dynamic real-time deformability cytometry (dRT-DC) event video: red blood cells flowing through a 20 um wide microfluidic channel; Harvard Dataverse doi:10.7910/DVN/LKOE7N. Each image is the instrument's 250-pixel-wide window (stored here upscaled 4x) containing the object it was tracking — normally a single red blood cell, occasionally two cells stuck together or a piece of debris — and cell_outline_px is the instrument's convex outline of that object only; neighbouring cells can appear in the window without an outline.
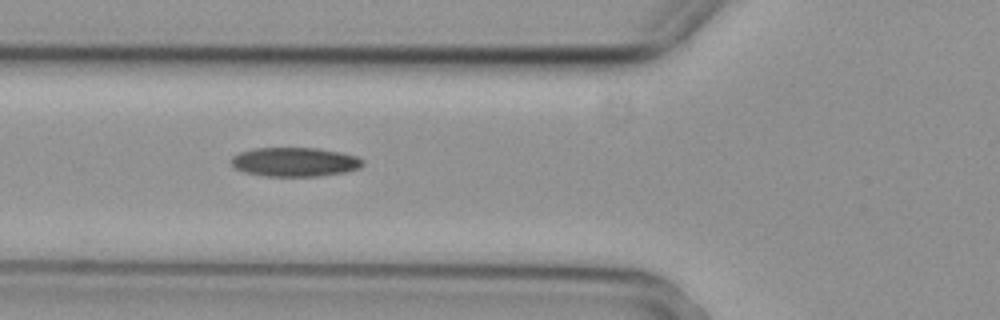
{"species": "common noctule bat (a hibernating species)", "species_latin": "Nyctalus noctula", "temperature_condition": "cold", "stored_images_in_passage": 10, "camera_frame_rate_fps": 3000, "um_per_image_px": 0.085, "animal": {"sex": "female", "body_mass_g": 29.2, "forearm_length_mm": 56.3}, "frame": {"image": 1, "passage_image": 6, "time_ms": 1.667, "image_size_px": [1000, 320], "cell_outline_px": [[364, 164], [360, 168], [348, 172], [320, 176], [264, 176], [244, 172], [236, 168], [232, 164], [232, 156], [240, 152], [256, 148], [316, 148], [340, 152], [356, 156], [364, 160]], "centroid_in_image_um": [25.1, 13.77], "position_along_channel_um": 100.7, "area_um2": 22.37}}